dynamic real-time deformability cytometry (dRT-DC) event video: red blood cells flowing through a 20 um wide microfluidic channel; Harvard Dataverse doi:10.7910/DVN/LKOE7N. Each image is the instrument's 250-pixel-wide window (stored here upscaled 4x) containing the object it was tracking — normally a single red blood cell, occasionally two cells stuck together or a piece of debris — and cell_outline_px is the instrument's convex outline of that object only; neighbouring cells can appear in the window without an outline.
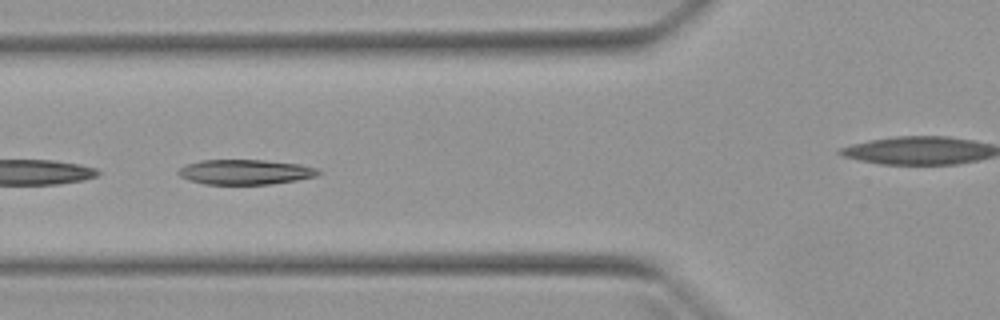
{"species": "Egyptian fruit bat (a non-hibernating species)", "species_latin": "Rousettus aegyptiacus", "temperature_condition": "warm", "stored_images_in_passage": 7, "segment_of_instrument_passage": [1, 2], "camera_frame_rate_fps": 3000, "um_per_image_px": 0.085, "animal": {"sex": "female"}, "frame": {"image": 1, "passage_image": 3, "time_ms": 3.333, "image_size_px": [1000, 320], "cell_outline_px": [[324, 172], [316, 176], [296, 180], [272, 184], [204, 184], [188, 180], [180, 176], [176, 172], [184, 164], [200, 160], [264, 160], [300, 164], [316, 168]], "centroid_in_image_um": [20.83, 14.61], "position_along_channel_um": 105.0, "area_um2": 20.52}}
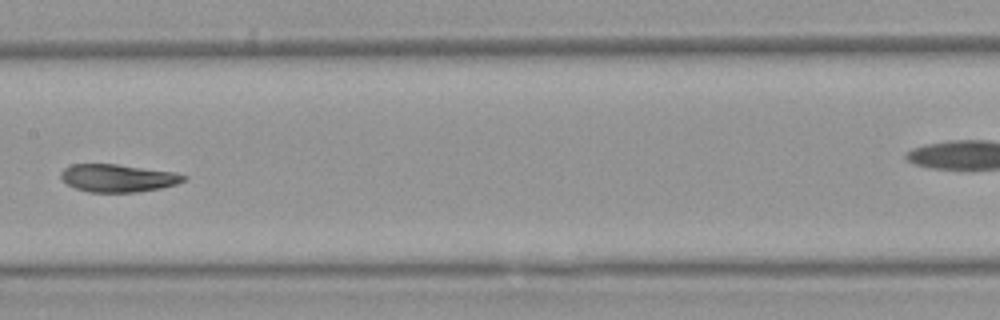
{"frame": {"image": 2, "passage_image": 5, "time_ms": 5.667, "image_size_px": [1000, 320], "cell_outline_px": [[188, 176], [184, 180], [176, 184], [160, 188], [136, 192], [88, 192], [76, 188], [68, 184], [60, 176], [60, 172], [64, 168], [72, 164], [116, 164], [172, 172]], "centroid_in_image_um": [9.99, 15.13], "position_along_channel_um": 197.4, "area_um2": 19.59}}
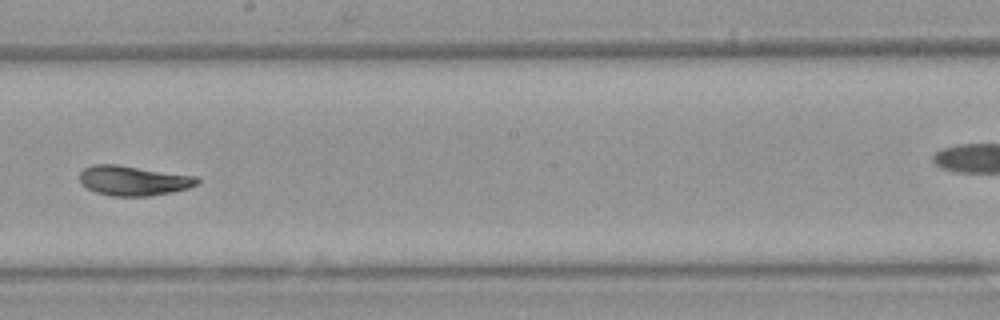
{"frame": {"image": 3, "passage_image": 6, "time_ms": 6.667, "image_size_px": [1000, 320], "cell_outline_px": [[200, 180], [196, 184], [188, 188], [172, 192], [152, 196], [112, 196], [96, 192], [80, 184], [80, 172], [84, 168], [92, 164], [120, 164], [196, 176]], "centroid_in_image_um": [11.33, 15.34], "position_along_channel_um": 236.9, "area_um2": 20.63}}